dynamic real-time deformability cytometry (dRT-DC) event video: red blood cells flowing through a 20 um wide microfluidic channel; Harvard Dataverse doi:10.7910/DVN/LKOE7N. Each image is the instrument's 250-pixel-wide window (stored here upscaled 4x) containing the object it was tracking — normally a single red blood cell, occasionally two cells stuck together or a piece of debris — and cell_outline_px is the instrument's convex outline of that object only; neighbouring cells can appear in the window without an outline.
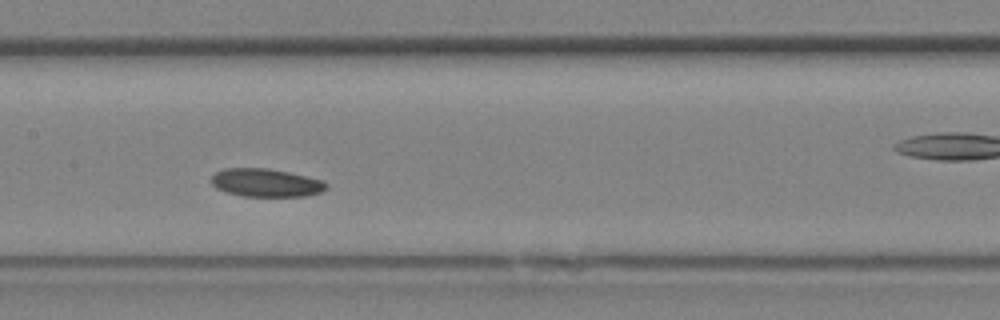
{"species": "Egyptian fruit bat (a non-hibernating species)", "species_latin": "Rousettus aegyptiacus", "temperature_condition": "room temperature", "stored_images_in_passage": 23, "camera_frame_rate_fps": 3000, "um_per_image_px": 0.085, "animal": {"sex": "female"}, "frame": {"image": 1, "passage_image": 10, "time_ms": 3.0, "image_size_px": [1000, 320], "cell_outline_px": [[328, 188], [320, 192], [304, 196], [244, 196], [228, 192], [216, 188], [212, 184], [212, 176], [216, 172], [224, 168], [268, 168], [288, 172], [324, 180], [328, 184]], "centroid_in_image_um": [22.63, 15.52], "position_along_channel_um": 184.8, "area_um2": 18.79}}